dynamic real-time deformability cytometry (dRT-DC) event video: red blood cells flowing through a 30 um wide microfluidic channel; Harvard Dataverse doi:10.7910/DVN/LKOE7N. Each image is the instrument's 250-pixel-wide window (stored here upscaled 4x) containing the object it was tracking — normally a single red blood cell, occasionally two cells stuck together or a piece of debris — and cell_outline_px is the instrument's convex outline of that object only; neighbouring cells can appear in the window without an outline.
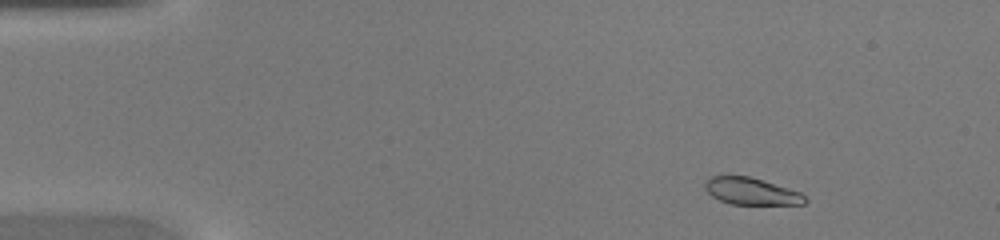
{"species": "common noctule bat (a hibernating species)", "species_latin": "Nyctalus noctula", "temperature_condition": "warm", "stored_images_in_passage": 42, "camera_frame_rate_fps": 3000, "um_per_image_px": 0.085, "animal": {"sex": "female", "body_mass_g": 20.0, "forearm_length_mm": 54.0}, "frame": {"image": 1, "passage_image": 3, "time_ms": 0.667, "image_size_px": [1000, 240], "cell_outline_px": [[808, 200], [804, 204], [732, 204], [720, 200], [712, 196], [704, 188], [704, 184], [708, 176], [748, 176], [800, 192]], "centroid_in_image_um": [63.82, 16.26], "position_along_channel_um": 21.2, "area_um2": 15.49}}
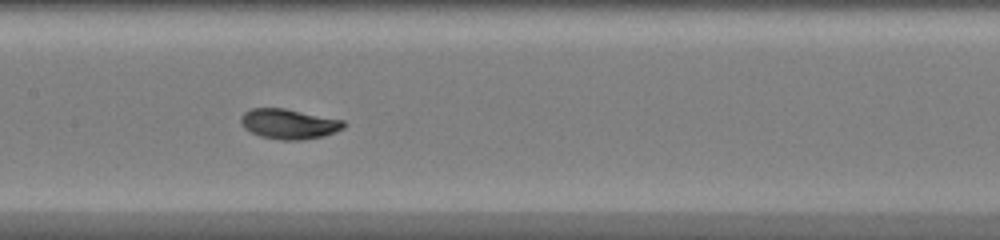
{"frame": {"image": 2, "passage_image": 20, "time_ms": 6.333, "image_size_px": [1000, 240], "cell_outline_px": [[348, 124], [344, 128], [336, 132], [324, 136], [304, 140], [280, 140], [260, 136], [244, 128], [240, 124], [240, 116], [244, 112], [252, 108], [284, 108], [344, 120]], "centroid_in_image_um": [24.58, 10.54], "position_along_channel_um": 182.8, "area_um2": 18.26}}
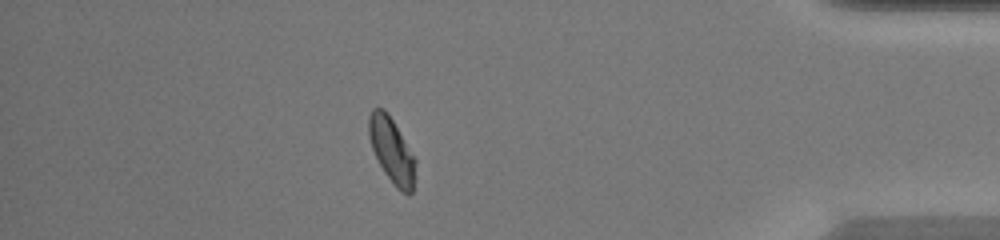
{"frame": {"image": 3, "passage_image": 37, "time_ms": 12.0, "image_size_px": [1000, 240], "cell_outline_px": [[416, 176], [412, 192], [408, 196], [400, 192], [396, 188], [384, 172], [372, 148], [368, 136], [368, 116], [372, 108], [384, 108], [392, 120], [416, 160]], "centroid_in_image_um": [33.3, 12.83], "position_along_channel_um": 401.9, "area_um2": 17.74}}